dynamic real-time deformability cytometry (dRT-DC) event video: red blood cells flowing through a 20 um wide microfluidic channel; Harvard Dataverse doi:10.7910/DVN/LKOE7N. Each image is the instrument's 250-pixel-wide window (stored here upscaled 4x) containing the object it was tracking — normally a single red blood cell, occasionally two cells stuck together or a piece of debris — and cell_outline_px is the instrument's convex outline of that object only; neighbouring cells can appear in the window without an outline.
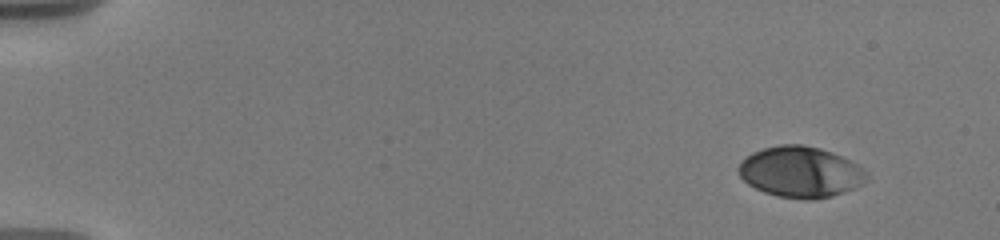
{"species": "human", "species_latin": "Homo sapiens", "temperature_condition": "warm", "stored_images_in_passage": 17, "camera_frame_rate_fps": 3000, "um_per_image_px": 0.085, "donor": {"sex": "male"}, "frame": {"image": 1, "passage_image": 1, "time_ms": 0.0, "image_size_px": [1000, 240], "cell_outline_px": [[868, 180], [864, 184], [856, 188], [832, 196], [812, 200], [804, 200], [776, 196], [764, 192], [748, 184], [740, 176], [736, 168], [740, 160], [752, 152], [764, 148], [780, 144], [800, 144], [820, 148], [832, 152], [856, 164], [868, 176]], "centroid_in_image_um": [68.01, 14.63], "position_along_channel_um": 17.0, "area_um2": 38.26}}
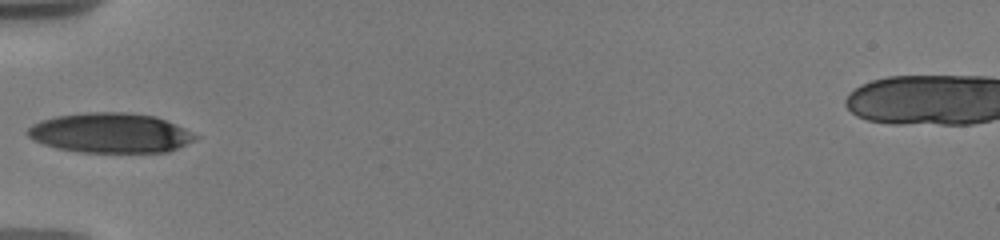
{"frame": {"image": 2, "passage_image": 15, "time_ms": 5.333, "image_size_px": [1000, 240], "cell_outline_px": [[200, 136], [196, 140], [168, 152], [80, 152], [56, 148], [44, 144], [28, 136], [24, 132], [32, 124], [40, 120], [56, 116], [88, 112], [128, 112], [156, 116], [176, 124]], "centroid_in_image_um": [9.4, 11.29], "position_along_channel_um": 75.6, "area_um2": 39.13}}
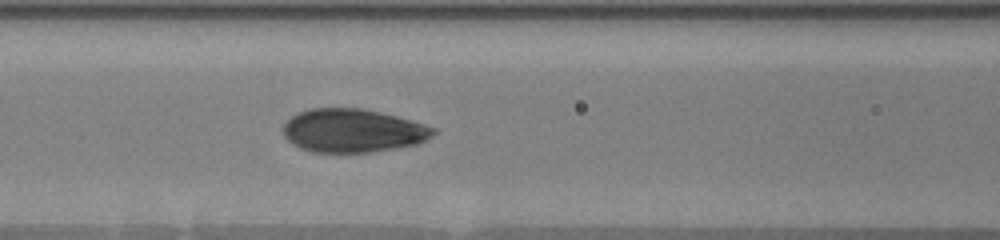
{"frame": {"image": 3, "passage_image": 17, "time_ms": 7.0, "image_size_px": [1000, 240], "cell_outline_px": [[436, 132], [432, 136], [416, 144], [396, 148], [372, 152], [312, 152], [300, 148], [292, 144], [284, 136], [284, 124], [296, 112], [308, 108], [360, 108], [380, 112], [412, 120], [436, 128]], "centroid_in_image_um": [29.97, 11.1], "position_along_channel_um": 136.6, "area_um2": 38.03}}